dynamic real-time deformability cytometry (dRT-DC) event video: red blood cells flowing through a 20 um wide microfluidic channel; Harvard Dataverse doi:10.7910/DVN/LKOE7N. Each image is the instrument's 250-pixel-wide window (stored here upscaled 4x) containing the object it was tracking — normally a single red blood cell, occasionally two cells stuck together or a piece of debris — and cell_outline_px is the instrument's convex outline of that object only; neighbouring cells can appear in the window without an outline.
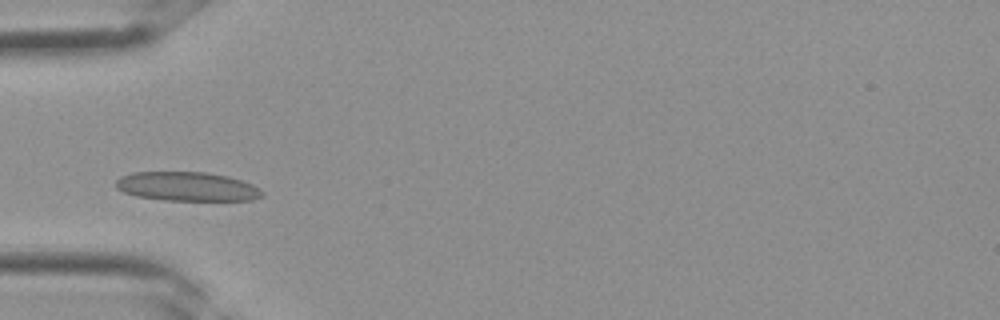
{"species": "Egyptian fruit bat (a non-hibernating species)", "species_latin": "Rousettus aegyptiacus", "temperature_condition": "room temperature", "stored_images_in_passage": 2, "camera_frame_rate_fps": 3000, "um_per_image_px": 0.085, "frame": {"image": 1, "passage_image": 2, "time_ms": 0.333, "image_size_px": [1000, 320], "cell_outline_px": [[264, 196], [252, 200], [164, 200], [136, 196], [124, 192], [116, 188], [116, 180], [120, 176], [132, 172], [204, 172], [228, 176], [252, 184], [264, 192]], "centroid_in_image_um": [15.89, 15.85], "position_along_channel_um": 69.1, "area_um2": 24.8}}